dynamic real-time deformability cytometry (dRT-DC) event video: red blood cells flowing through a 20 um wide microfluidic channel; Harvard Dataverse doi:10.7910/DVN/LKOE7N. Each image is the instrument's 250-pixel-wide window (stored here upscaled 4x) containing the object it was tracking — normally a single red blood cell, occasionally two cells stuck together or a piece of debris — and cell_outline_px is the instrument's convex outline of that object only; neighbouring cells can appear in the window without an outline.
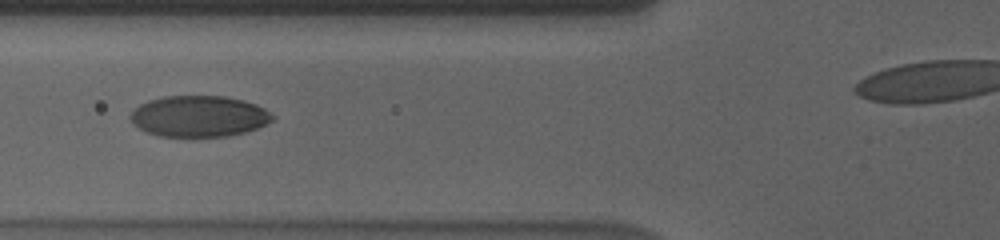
{"species": "human", "species_latin": "Homo sapiens", "temperature_condition": "cold", "stored_images_in_passage": 52, "camera_frame_rate_fps": 3000, "um_per_image_px": 0.085, "donor": {"sex": "male"}, "frame": {"image": 1, "passage_image": 23, "time_ms": 7.333, "image_size_px": [1000, 240], "cell_outline_px": [[276, 116], [272, 120], [256, 128], [244, 132], [228, 136], [192, 140], [156, 136], [132, 124], [128, 116], [140, 104], [148, 100], [164, 96], [228, 96], [244, 100], [256, 104], [264, 108]], "centroid_in_image_um": [16.88, 9.92], "position_along_channel_um": 108.9, "area_um2": 35.14}}
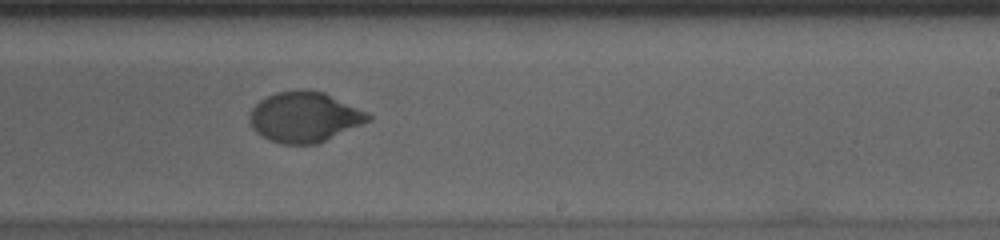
{"frame": {"image": 2, "passage_image": 36, "time_ms": 11.667, "image_size_px": [1000, 240], "cell_outline_px": [[372, 120], [320, 144], [280, 144], [268, 140], [260, 136], [252, 128], [248, 120], [248, 116], [252, 108], [260, 100], [276, 92], [324, 92], [368, 112], [372, 116]], "centroid_in_image_um": [25.89, 10.0], "position_along_channel_um": 263.1, "area_um2": 34.74}}
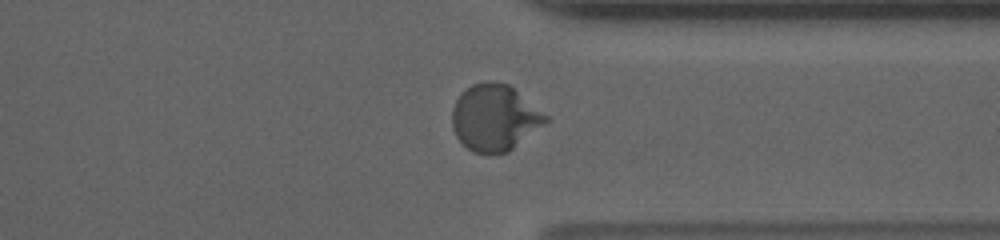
{"frame": {"image": 3, "passage_image": 45, "time_ms": 14.667, "image_size_px": [1000, 240], "cell_outline_px": [[548, 120], [544, 124], [508, 152], [488, 156], [472, 152], [456, 136], [452, 128], [452, 108], [460, 92], [472, 84], [484, 80], [488, 80], [508, 84], [548, 116]], "centroid_in_image_um": [42.0, 10.01], "position_along_channel_um": 369.4, "area_um2": 36.36}, "authors_computed_cell_mechanics": {"area_um2": 34.68, "velocity_mm_per_s": 3.5675, "shape_relaxation_time_tau1_ms": 4.2467, "shape_relaxation_time_tau2_ms": null, "deformation_change_tau1": 0.174, "deformation_change_tau2": null}}